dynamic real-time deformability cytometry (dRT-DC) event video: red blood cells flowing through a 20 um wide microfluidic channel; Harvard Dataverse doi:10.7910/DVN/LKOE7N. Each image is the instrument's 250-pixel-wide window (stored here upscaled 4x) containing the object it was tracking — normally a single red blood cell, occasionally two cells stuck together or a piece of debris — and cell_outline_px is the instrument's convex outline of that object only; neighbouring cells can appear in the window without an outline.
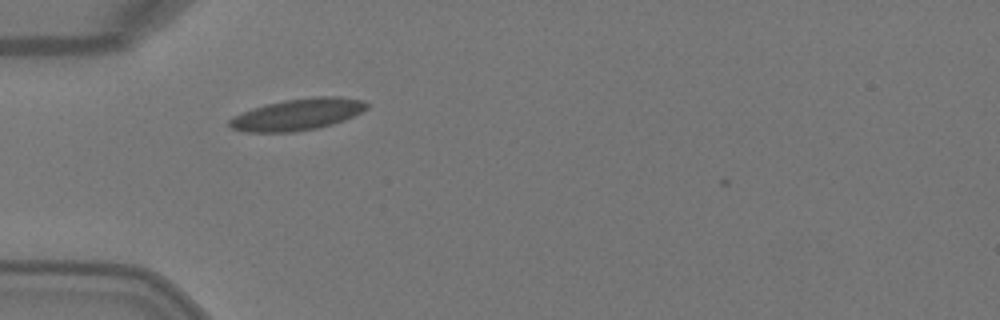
{"species": "Egyptian fruit bat (a non-hibernating species)", "species_latin": "Rousettus aegyptiacus", "temperature_condition": "warm", "stored_images_in_passage": 4, "camera_frame_rate_fps": 3000, "um_per_image_px": 0.085, "animal": {"sex": "female"}, "frame": {"image": 1, "passage_image": 2, "time_ms": 0.333, "image_size_px": [1000, 320], "cell_outline_px": [[368, 108], [344, 120], [332, 124], [316, 128], [292, 132], [244, 132], [232, 128], [228, 124], [228, 120], [232, 116], [252, 108], [284, 100], [312, 96], [340, 96], [364, 100], [368, 104]], "centroid_in_image_um": [25.28, 9.72], "position_along_channel_um": 59.7, "area_um2": 25.32}}
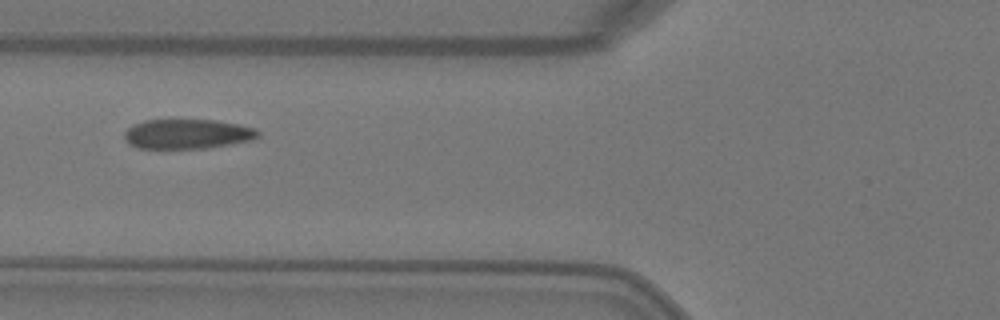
{"frame": {"image": 2, "passage_image": 3, "time_ms": 0.667, "image_size_px": [1000, 320], "cell_outline_px": [[260, 136], [252, 140], [204, 148], [136, 148], [128, 144], [124, 136], [124, 132], [132, 124], [144, 120], [216, 120], [240, 124], [256, 128], [260, 132]], "centroid_in_image_um": [15.92, 11.38], "position_along_channel_um": 109.9, "area_um2": 23.24}}
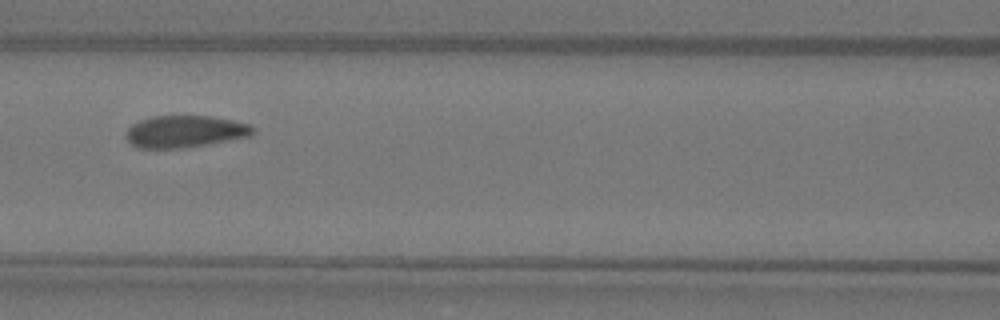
{"frame": {"image": 3, "passage_image": 4, "time_ms": 1.0, "image_size_px": [1000, 320], "cell_outline_px": [[256, 132], [252, 136], [208, 144], [180, 148], [136, 148], [124, 136], [124, 132], [132, 124], [140, 120], [152, 116], [212, 116], [252, 124], [256, 128]], "centroid_in_image_um": [15.75, 11.17], "position_along_channel_um": 150.8, "area_um2": 23.99}}